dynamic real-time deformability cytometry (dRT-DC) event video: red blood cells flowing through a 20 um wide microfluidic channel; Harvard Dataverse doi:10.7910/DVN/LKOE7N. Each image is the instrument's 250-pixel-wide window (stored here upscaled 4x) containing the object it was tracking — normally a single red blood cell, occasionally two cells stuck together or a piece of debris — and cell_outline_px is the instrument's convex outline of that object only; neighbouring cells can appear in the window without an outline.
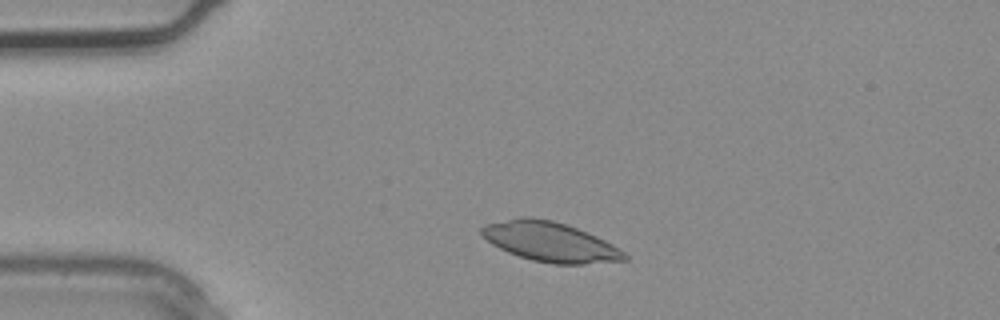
{"species": "common noctule bat (a hibernating species)", "species_latin": "Nyctalus noctula", "temperature_condition": "warm", "stored_images_in_passage": 1, "camera_frame_rate_fps": 3000, "um_per_image_px": 0.085, "animal": {"sex": "male", "body_mass_g": 20.4}, "frame": {"image": 1, "passage_image": 1, "time_ms": 0.0, "image_size_px": [1000, 320], "cell_outline_px": [[628, 260], [584, 264], [552, 264], [532, 260], [508, 252], [492, 244], [480, 232], [480, 228], [484, 224], [520, 216], [528, 216], [552, 220], [576, 228], [596, 236], [612, 244], [624, 252], [628, 256]], "centroid_in_image_um": [46.75, 20.55], "position_along_channel_um": 38.3, "area_um2": 32.89}}